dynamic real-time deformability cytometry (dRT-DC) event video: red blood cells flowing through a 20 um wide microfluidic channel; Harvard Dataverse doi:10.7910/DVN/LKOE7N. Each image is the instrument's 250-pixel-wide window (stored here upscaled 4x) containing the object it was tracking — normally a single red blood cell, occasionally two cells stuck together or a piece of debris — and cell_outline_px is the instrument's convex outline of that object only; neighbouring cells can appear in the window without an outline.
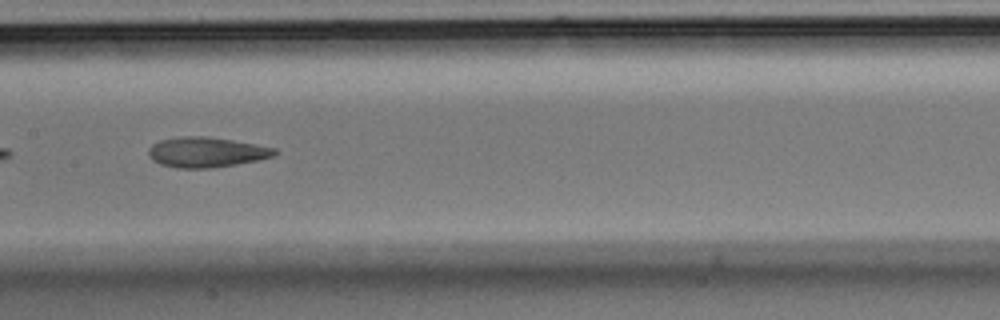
{"species": "Egyptian fruit bat (a non-hibernating species)", "species_latin": "Rousettus aegyptiacus", "temperature_condition": "room temperature", "stored_images_in_passage": 36, "camera_frame_rate_fps": 3000, "um_per_image_px": 0.085, "animal": {"sex": "male"}, "frame": {"image": 1, "passage_image": 25, "time_ms": 8.0, "image_size_px": [1000, 320], "cell_outline_px": [[280, 152], [276, 156], [260, 160], [212, 168], [176, 168], [160, 164], [152, 160], [148, 156], [148, 148], [152, 144], [160, 140], [184, 136], [208, 136], [256, 144], [276, 148]], "centroid_in_image_um": [17.57, 12.94], "position_along_channel_um": 189.8, "area_um2": 22.48}}
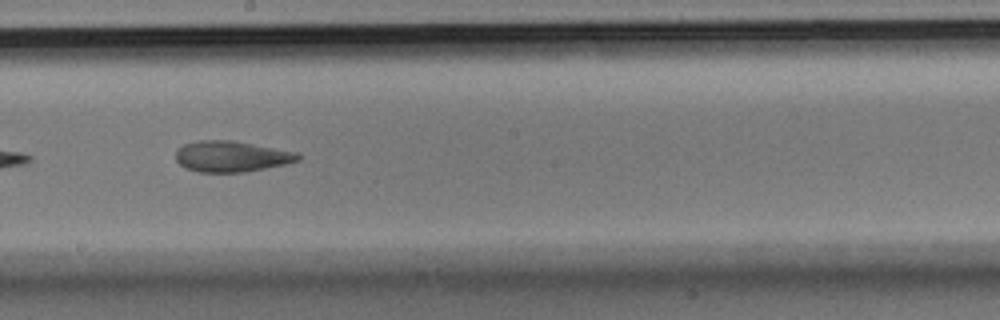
{"frame": {"image": 2, "passage_image": 28, "time_ms": 9.0, "image_size_px": [1000, 320], "cell_outline_px": [[300, 160], [284, 164], [244, 172], [196, 172], [184, 168], [176, 160], [176, 148], [184, 144], [196, 140], [232, 140], [296, 152], [300, 156]], "centroid_in_image_um": [19.6, 13.29], "position_along_channel_um": 228.6, "area_um2": 22.02}}
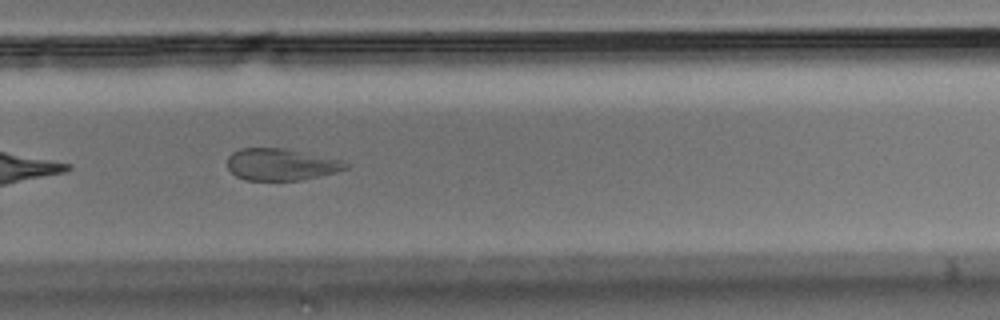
{"frame": {"image": 3, "passage_image": 34, "time_ms": 11.0, "image_size_px": [1000, 320], "cell_outline_px": [[348, 168], [336, 172], [300, 180], [244, 180], [236, 176], [228, 168], [228, 156], [232, 152], [240, 148], [284, 148], [340, 160], [348, 164]], "centroid_in_image_um": [23.84, 13.98], "position_along_channel_um": 306.0, "area_um2": 21.73}}